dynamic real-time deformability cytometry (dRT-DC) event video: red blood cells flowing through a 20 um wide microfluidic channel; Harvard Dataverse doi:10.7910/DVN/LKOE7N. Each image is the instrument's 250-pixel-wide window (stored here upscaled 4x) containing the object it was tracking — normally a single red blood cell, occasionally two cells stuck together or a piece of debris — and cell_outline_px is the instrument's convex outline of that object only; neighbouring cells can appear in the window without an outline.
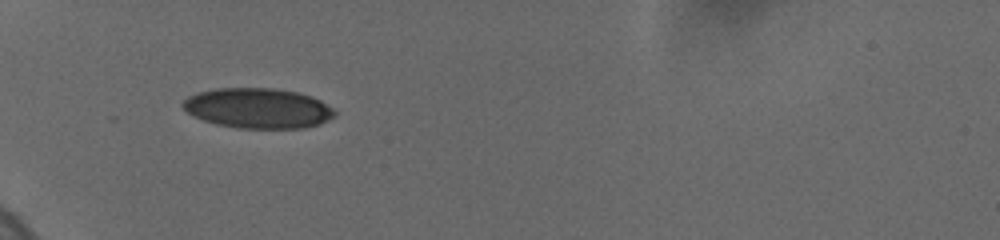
{"species": "human", "species_latin": "Homo sapiens", "temperature_condition": "cold", "stored_images_in_passage": 2, "camera_frame_rate_fps": 3000, "um_per_image_px": 0.085, "donor": {"sex": "female"}, "frame": {"image": 1, "passage_image": 1, "time_ms": 0.0, "image_size_px": [1000, 240], "cell_outline_px": [[336, 112], [332, 116], [320, 124], [304, 128], [236, 128], [216, 124], [204, 120], [188, 112], [180, 104], [188, 96], [196, 92], [216, 88], [272, 88], [296, 92], [312, 96], [320, 100], [332, 108]], "centroid_in_image_um": [21.9, 9.19], "position_along_channel_um": 63.1, "area_um2": 35.43}}